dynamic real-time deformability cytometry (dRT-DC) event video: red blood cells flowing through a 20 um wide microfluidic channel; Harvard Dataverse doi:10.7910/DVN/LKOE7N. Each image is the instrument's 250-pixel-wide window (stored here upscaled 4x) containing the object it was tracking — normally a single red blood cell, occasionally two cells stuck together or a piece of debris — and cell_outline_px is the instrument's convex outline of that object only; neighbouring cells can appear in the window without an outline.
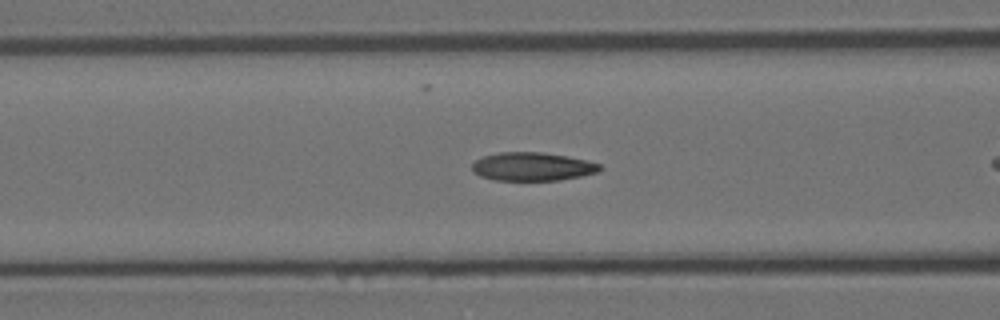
{"species": "Egyptian fruit bat (a non-hibernating species)", "species_latin": "Rousettus aegyptiacus", "temperature_condition": "room temperature", "stored_images_in_passage": 10, "camera_frame_rate_fps": 3000, "um_per_image_px": 0.085, "animal": {"sex": "female"}, "frame": {"image": 1, "passage_image": 8, "time_ms": 2.333, "image_size_px": [1000, 320], "cell_outline_px": [[604, 168], [596, 172], [580, 176], [560, 180], [496, 180], [480, 176], [472, 172], [472, 164], [476, 160], [484, 156], [500, 152], [544, 152], [568, 156], [588, 160], [600, 164]], "centroid_in_image_um": [45.27, 14.15], "position_along_channel_um": 121.3, "area_um2": 21.21}}